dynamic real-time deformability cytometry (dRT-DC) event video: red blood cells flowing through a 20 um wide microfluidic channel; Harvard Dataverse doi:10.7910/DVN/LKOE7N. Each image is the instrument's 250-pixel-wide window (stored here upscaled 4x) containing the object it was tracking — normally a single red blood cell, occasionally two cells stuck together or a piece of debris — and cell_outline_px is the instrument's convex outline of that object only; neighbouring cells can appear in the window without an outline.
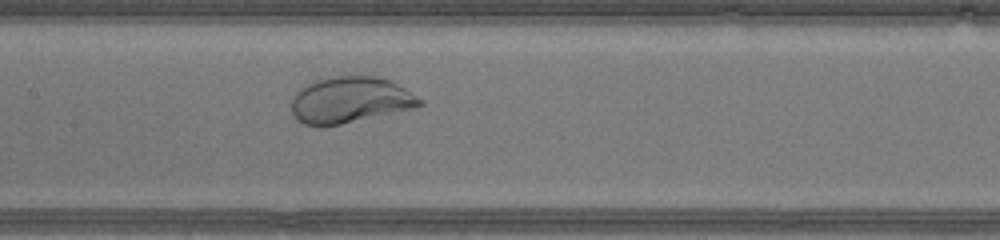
{"species": "human", "species_latin": "Homo sapiens", "temperature_condition": "warm", "stored_images_in_passage": 28, "camera_frame_rate_fps": 3000, "um_per_image_px": 0.085, "donor": {"sex": "male"}, "frame": {"image": 1, "passage_image": 13, "time_ms": 4.0, "image_size_px": [1000, 240], "cell_outline_px": [[424, 104], [412, 108], [340, 124], [304, 124], [296, 120], [292, 112], [292, 100], [296, 92], [300, 88], [324, 76], [344, 72], [380, 76], [392, 80], [424, 100]], "centroid_in_image_um": [29.78, 8.41], "position_along_channel_um": 177.6, "area_um2": 35.08}}